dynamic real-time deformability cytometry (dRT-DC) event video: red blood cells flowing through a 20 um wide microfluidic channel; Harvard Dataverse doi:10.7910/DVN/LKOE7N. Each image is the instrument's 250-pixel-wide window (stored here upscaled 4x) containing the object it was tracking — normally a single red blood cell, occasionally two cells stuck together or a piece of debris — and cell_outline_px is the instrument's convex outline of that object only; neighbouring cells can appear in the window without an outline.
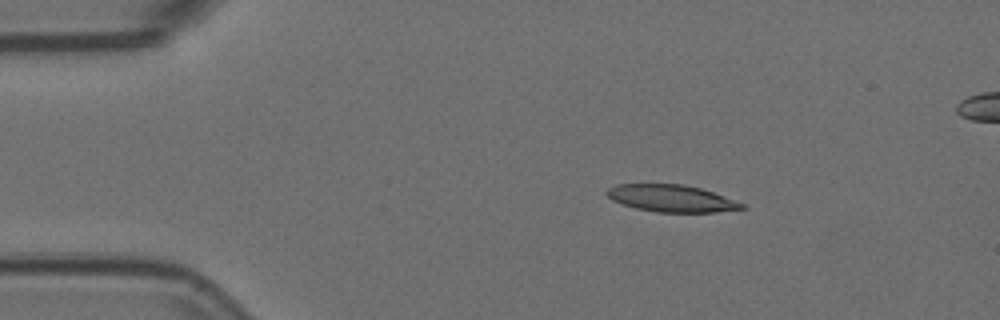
{"species": "Egyptian fruit bat (a non-hibernating species)", "species_latin": "Rousettus aegyptiacus", "temperature_condition": "room temperature", "stored_images_in_passage": 4, "camera_frame_rate_fps": 3000, "um_per_image_px": 0.085, "animal": {"sex": "female"}, "frame": {"image": 1, "passage_image": 2, "time_ms": 0.333, "image_size_px": [1000, 320], "cell_outline_px": [[748, 208], [716, 212], [656, 212], [636, 208], [612, 200], [604, 192], [608, 188], [616, 184], [684, 184], [700, 188], [712, 192], [744, 204]], "centroid_in_image_um": [57.05, 16.86], "position_along_channel_um": 27.9, "area_um2": 21.15}}